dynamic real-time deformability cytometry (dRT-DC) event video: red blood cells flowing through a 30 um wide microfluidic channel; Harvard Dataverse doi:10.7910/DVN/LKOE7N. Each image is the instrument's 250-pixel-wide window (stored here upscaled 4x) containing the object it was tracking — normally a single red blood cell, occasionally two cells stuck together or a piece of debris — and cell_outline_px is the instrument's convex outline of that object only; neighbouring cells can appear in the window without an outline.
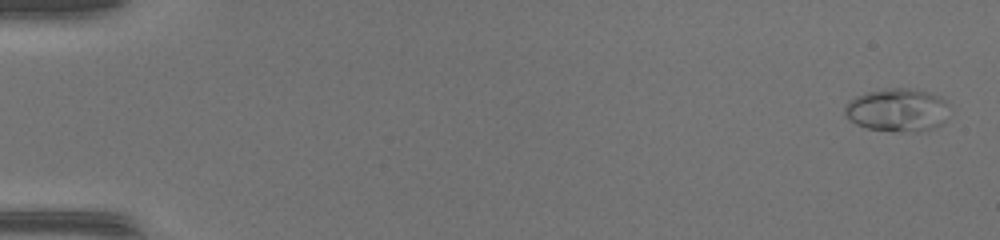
{"species": "common noctule bat (a hibernating species)", "species_latin": "Nyctalus noctula", "temperature_condition": "warm", "stored_images_in_passage": 50, "camera_frame_rate_fps": 3000, "um_per_image_px": 0.085, "animal": {"sex": "female", "body_mass_g": 17.0, "forearm_length_mm": 48.0}, "frame": {"image": 1, "passage_image": 1, "time_ms": 0.0, "image_size_px": [1000, 240], "cell_outline_px": [[944, 104], [940, 124], [932, 128], [916, 132], [892, 132], [868, 128], [856, 124], [848, 120], [844, 112], [844, 108], [848, 100], [856, 96], [868, 92], [888, 88], [908, 88], [928, 92], [940, 96], [944, 100]], "centroid_in_image_um": [76.15, 9.36], "position_along_channel_um": 8.8, "area_um2": 25.84}}
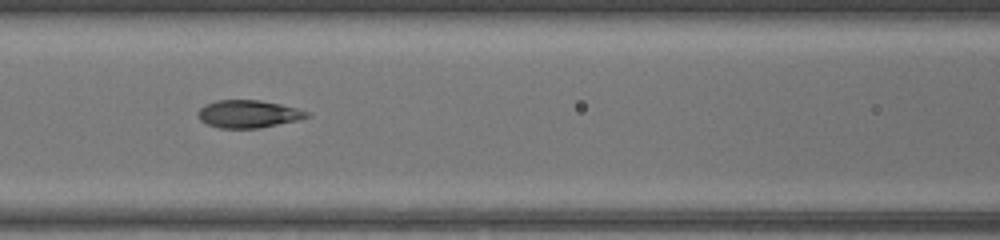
{"frame": {"image": 2, "passage_image": 23, "time_ms": 7.333, "image_size_px": [1000, 240], "cell_outline_px": [[308, 116], [296, 120], [260, 128], [220, 128], [208, 124], [200, 120], [196, 112], [204, 104], [216, 100], [260, 100], [280, 104], [296, 108], [308, 112]], "centroid_in_image_um": [21.04, 9.68], "position_along_channel_um": 145.6, "area_um2": 17.4}}
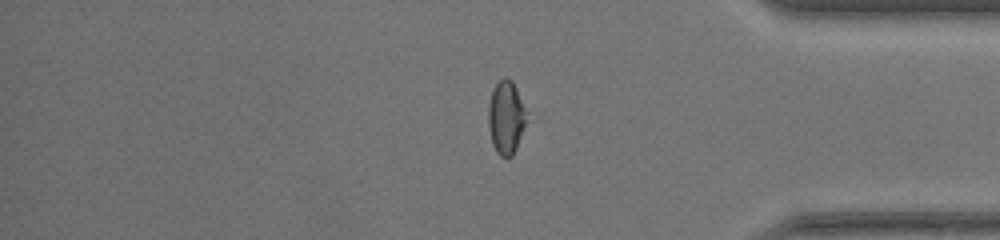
{"frame": {"image": 3, "passage_image": 42, "time_ms": 13.667, "image_size_px": [1000, 240], "cell_outline_px": [[524, 124], [516, 148], [512, 156], [500, 156], [496, 152], [492, 144], [488, 128], [488, 108], [492, 88], [504, 76], [512, 80], [516, 88], [524, 108]], "centroid_in_image_um": [42.95, 9.97], "position_along_channel_um": 392.2, "area_um2": 15.9}, "authors_computed_cell_mechanics": {"area_um2": 17.6579, "velocity_mm_per_s": 4.1703, "shape_relaxation_time_tau1_ms": 7.1212, "shape_relaxation_time_tau2_ms": 0.8463, "deformation_change_tau1": 0.2128, "deformation_change_tau2": 0.0599}}